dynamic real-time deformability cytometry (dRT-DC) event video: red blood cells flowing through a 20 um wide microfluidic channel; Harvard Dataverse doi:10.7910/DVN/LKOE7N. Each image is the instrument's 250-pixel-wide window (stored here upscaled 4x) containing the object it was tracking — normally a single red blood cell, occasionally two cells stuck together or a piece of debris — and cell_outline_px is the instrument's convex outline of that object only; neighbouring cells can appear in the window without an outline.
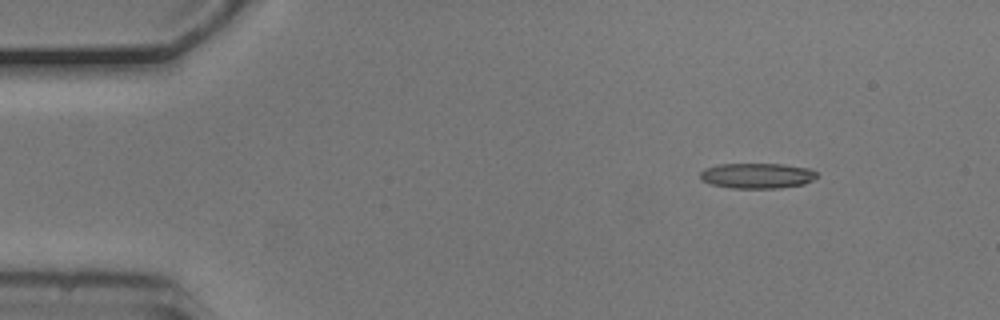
{"species": "common noctule bat (a hibernating species)", "species_latin": "Nyctalus noctula", "temperature_condition": "cold", "stored_images_in_passage": 4, "camera_frame_rate_fps": 3000, "um_per_image_px": 0.085, "animal": {"sex": "male", "body_mass_g": 20.5, "forearm_length_mm": 52.5}, "frame": {"image": 1, "passage_image": 1, "time_ms": 0.0, "image_size_px": [1000, 320], "cell_outline_px": [[820, 176], [804, 184], [780, 188], [732, 188], [712, 184], [700, 180], [700, 172], [704, 168], [720, 164], [784, 164], [808, 168], [816, 172]], "centroid_in_image_um": [64.36, 14.93], "position_along_channel_um": 20.6, "area_um2": 17.34}}